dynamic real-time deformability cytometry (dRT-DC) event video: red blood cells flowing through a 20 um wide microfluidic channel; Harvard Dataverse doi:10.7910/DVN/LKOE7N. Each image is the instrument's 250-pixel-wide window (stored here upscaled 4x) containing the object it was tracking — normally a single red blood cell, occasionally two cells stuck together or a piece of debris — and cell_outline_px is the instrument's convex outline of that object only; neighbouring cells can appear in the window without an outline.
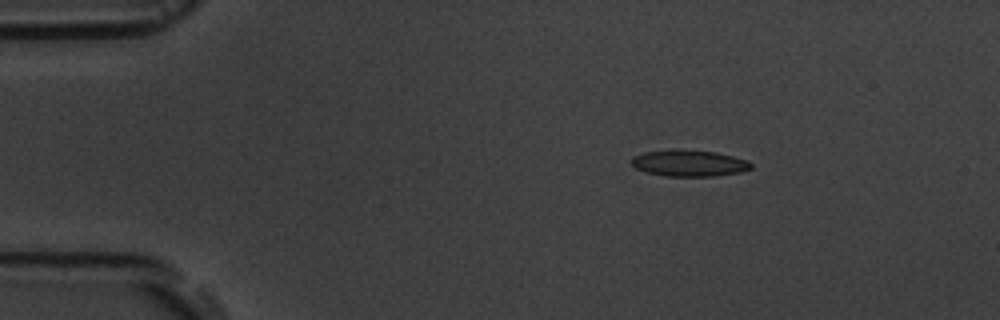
{"species": "common noctule bat (a hibernating species)", "species_latin": "Nyctalus noctula", "temperature_condition": "room temperature", "stored_images_in_passage": 3, "camera_frame_rate_fps": 3000, "um_per_image_px": 0.085, "animal": {"sex": "male", "body_mass_g": 19.5, "forearm_length_mm": 54.6}, "frame": {"image": 1, "passage_image": 1, "time_ms": 0.0, "image_size_px": [1000, 320], "cell_outline_px": [[752, 168], [740, 172], [716, 176], [664, 176], [648, 172], [636, 168], [632, 164], [632, 156], [644, 152], [676, 148], [680, 148], [716, 152], [748, 160], [752, 164]], "centroid_in_image_um": [58.58, 13.85], "position_along_channel_um": 26.4, "area_um2": 18.61}}